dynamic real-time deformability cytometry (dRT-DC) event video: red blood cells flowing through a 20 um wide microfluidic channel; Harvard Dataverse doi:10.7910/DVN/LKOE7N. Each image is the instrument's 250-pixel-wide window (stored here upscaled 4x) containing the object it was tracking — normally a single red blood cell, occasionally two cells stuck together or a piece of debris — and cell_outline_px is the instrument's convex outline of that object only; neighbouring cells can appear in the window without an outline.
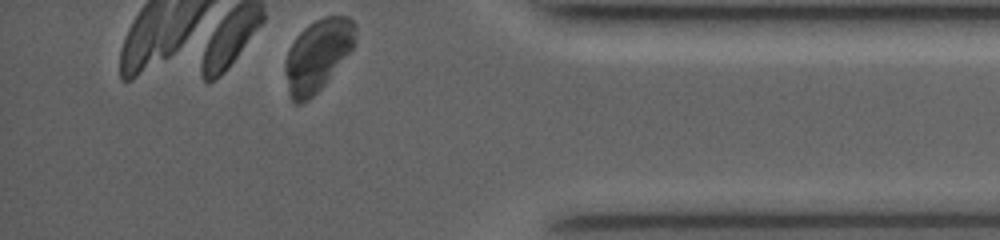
{"species": "common noctule bat (a hibernating species)", "species_latin": "Nyctalus noctula", "temperature_condition": "room temperature", "stored_images_in_passage": 31, "camera_frame_rate_fps": 4000, "um_per_image_px": 0.085, "animal": {"sex": "female", "body_mass_g": 19.0, "forearm_length_mm": 53.3}, "frame": {"image": 1, "passage_image": 31, "time_ms": 9.75, "image_size_px": [1000, 240], "cell_outline_px": [[356, 44], [320, 88], [308, 100], [300, 104], [296, 104], [292, 100], [288, 92], [284, 72], [284, 64], [288, 52], [296, 36], [308, 24], [324, 16], [348, 16], [356, 24]], "centroid_in_image_um": [27.0, 4.67], "position_along_channel_um": 408.2, "area_um2": 29.25}}